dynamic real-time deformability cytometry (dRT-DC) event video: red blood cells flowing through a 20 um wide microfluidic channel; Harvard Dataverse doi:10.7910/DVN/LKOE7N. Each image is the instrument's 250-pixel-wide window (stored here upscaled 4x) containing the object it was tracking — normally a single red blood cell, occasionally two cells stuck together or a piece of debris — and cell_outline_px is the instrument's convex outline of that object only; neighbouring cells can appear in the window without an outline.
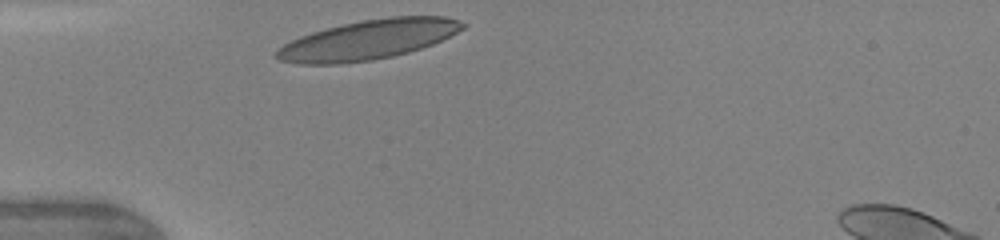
{"species": "human", "species_latin": "Homo sapiens", "temperature_condition": "warm", "stored_images_in_passage": 4, "camera_frame_rate_fps": 3000, "um_per_image_px": 0.085, "donor": {"sex": "female"}, "frame": {"image": 1, "passage_image": 1, "time_ms": 0.0, "image_size_px": [1000, 240], "cell_outline_px": [[468, 24], [464, 28], [432, 44], [408, 52], [392, 56], [372, 60], [340, 64], [300, 64], [280, 60], [276, 56], [276, 52], [284, 44], [300, 36], [312, 32], [344, 24], [364, 20], [388, 16], [444, 16]], "centroid_in_image_um": [31.3, 3.38], "position_along_channel_um": 53.7, "area_um2": 42.43}}